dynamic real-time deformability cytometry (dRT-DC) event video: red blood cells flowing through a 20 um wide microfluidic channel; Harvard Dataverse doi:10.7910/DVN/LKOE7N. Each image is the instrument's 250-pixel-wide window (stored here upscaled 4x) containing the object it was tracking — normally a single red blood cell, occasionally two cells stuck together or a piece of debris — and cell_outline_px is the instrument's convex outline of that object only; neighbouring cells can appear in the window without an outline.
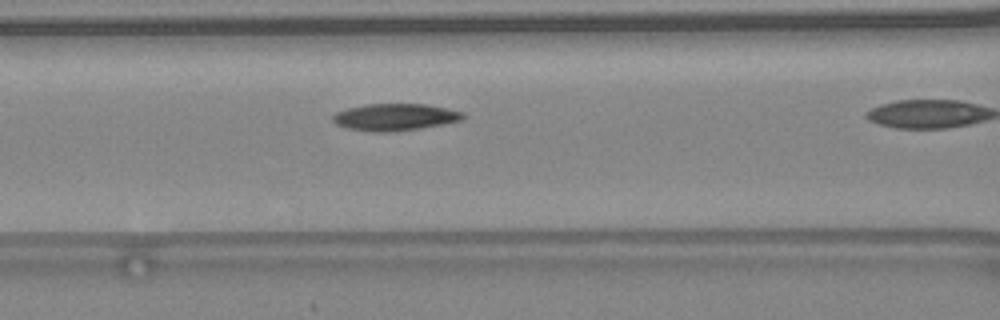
{"species": "common noctule bat (a hibernating species)", "species_latin": "Nyctalus noctula", "temperature_condition": "warm", "stored_images_in_passage": 20, "camera_frame_rate_fps": 3000, "um_per_image_px": 0.085, "animal": {"sex": "female", "body_mass_g": 24.6, "forearm_length_mm": 56.2}, "frame": {"image": 1, "passage_image": 9, "time_ms": 2.667, "image_size_px": [1000, 320], "cell_outline_px": [[464, 116], [460, 120], [444, 124], [420, 128], [388, 132], [376, 132], [348, 128], [336, 124], [332, 120], [332, 116], [336, 112], [348, 108], [364, 104], [424, 104], [464, 112]], "centroid_in_image_um": [33.54, 9.95], "position_along_channel_um": 133.1, "area_um2": 20.23}}